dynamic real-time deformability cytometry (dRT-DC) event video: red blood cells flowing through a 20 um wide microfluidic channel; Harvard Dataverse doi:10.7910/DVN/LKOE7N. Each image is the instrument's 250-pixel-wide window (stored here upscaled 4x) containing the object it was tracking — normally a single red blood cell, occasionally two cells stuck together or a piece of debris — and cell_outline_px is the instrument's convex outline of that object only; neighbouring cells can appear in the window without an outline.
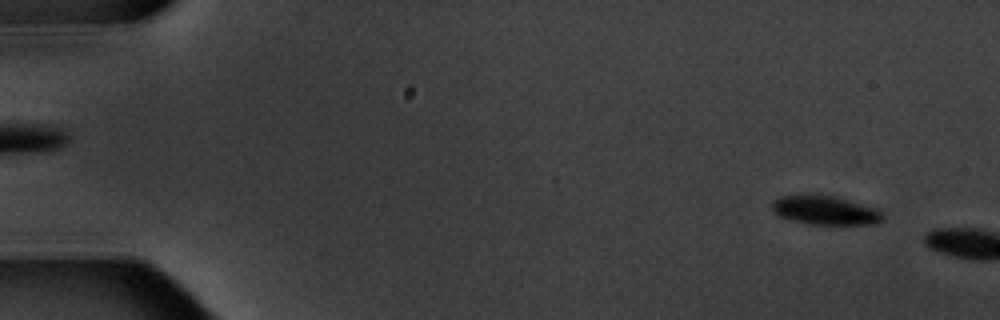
{"species": "common noctule bat (a hibernating species)", "species_latin": "Nyctalus noctula", "temperature_condition": "warm", "stored_images_in_passage": 2, "camera_frame_rate_fps": 3000, "um_per_image_px": 0.085, "animal": {"sex": "male", "body_mass_g": 20.1, "forearm_length_mm": 53.5}, "frame": {"image": 1, "passage_image": 1, "time_ms": 0.0, "image_size_px": [1000, 320], "cell_outline_px": [[884, 216], [876, 224], [812, 224], [780, 216], [772, 212], [772, 200], [780, 196], [832, 196], [876, 208]], "centroid_in_image_um": [70.13, 17.89], "position_along_channel_um": 14.9, "area_um2": 17.98}}